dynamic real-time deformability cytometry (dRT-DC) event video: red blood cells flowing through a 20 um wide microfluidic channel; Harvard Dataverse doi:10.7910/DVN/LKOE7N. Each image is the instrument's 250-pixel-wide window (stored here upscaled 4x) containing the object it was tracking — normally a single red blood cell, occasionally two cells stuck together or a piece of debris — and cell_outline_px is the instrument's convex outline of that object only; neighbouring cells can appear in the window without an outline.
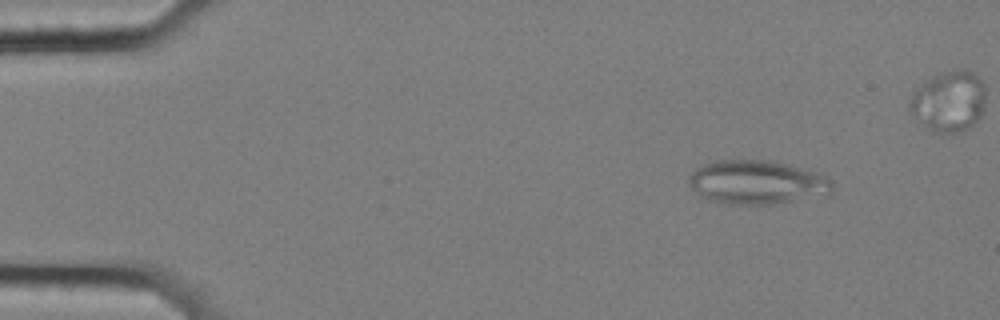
{"species": "common noctule bat (a hibernating species)", "species_latin": "Nyctalus noctula", "temperature_condition": "cold", "stored_images_in_passage": 52, "segment_of_instrument_passage": [1, 3], "camera_frame_rate_fps": 3000, "um_per_image_px": 0.085, "animal": {"sex": "female", "body_mass_g": 25.1}, "frame": {"image": 1, "passage_image": 7, "time_ms": 2.0, "image_size_px": [1000, 320], "cell_outline_px": [[832, 196], [772, 204], [720, 204], [708, 200], [700, 196], [688, 184], [688, 176], [700, 164], [716, 160], [768, 160], [788, 164], [816, 172], [824, 176], [832, 184]], "centroid_in_image_um": [64.34, 15.51], "position_along_channel_um": 20.7, "area_um2": 37.34}}